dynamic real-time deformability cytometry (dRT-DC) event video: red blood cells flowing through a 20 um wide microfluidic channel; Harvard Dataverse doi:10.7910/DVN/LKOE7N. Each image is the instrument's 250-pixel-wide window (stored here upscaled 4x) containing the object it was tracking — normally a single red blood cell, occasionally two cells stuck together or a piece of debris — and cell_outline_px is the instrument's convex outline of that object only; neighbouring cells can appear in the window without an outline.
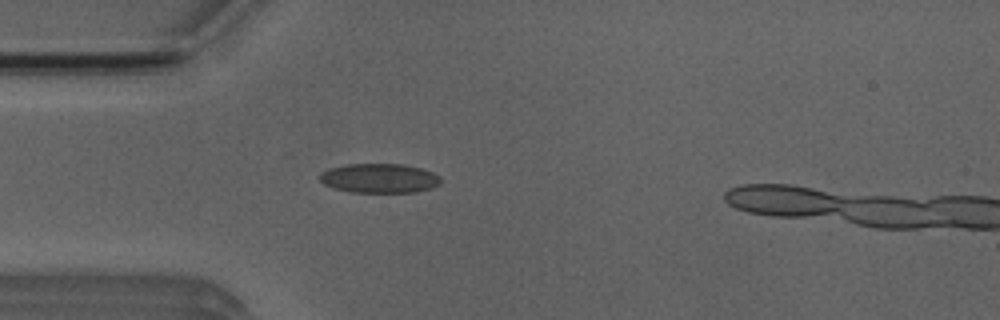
{"species": "Egyptian fruit bat (a non-hibernating species)", "species_latin": "Rousettus aegyptiacus", "temperature_condition": "room temperature", "stored_images_in_passage": 4, "camera_frame_rate_fps": 3000, "um_per_image_px": 0.085, "animal": {"sex": "male"}, "frame": {"image": 1, "passage_image": 4, "time_ms": 4.333, "image_size_px": [1000, 320], "cell_outline_px": [[440, 184], [432, 188], [416, 192], [348, 192], [332, 188], [324, 184], [320, 180], [320, 172], [328, 168], [348, 164], [404, 164], [420, 168], [432, 172], [440, 176]], "centroid_in_image_um": [32.23, 15.15], "position_along_channel_um": 52.8, "area_um2": 20.87}}